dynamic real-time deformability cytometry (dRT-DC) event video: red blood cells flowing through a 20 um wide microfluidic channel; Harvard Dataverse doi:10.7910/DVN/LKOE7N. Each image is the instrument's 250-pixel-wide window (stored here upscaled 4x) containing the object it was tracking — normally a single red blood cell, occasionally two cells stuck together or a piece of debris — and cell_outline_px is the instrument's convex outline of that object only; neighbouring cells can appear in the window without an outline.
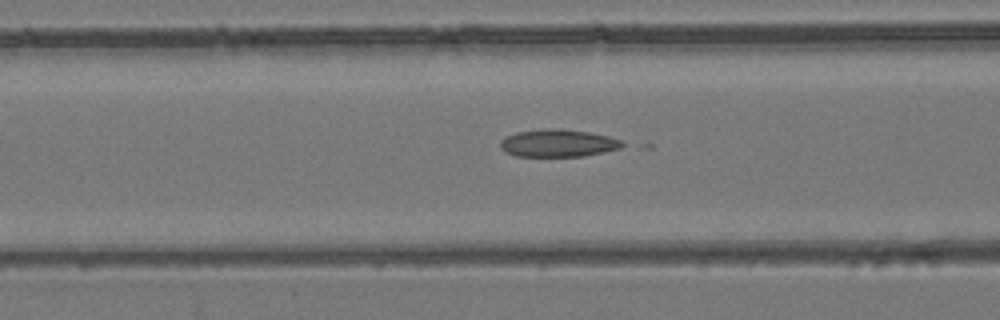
{"species": "common noctule bat (a hibernating species)", "species_latin": "Nyctalus noctula", "temperature_condition": "room temperature", "stored_images_in_passage": 56, "camera_frame_rate_fps": 3000, "um_per_image_px": 0.085, "animal": {"sex": "female", "body_mass_g": 24.6, "forearm_length_mm": 56.2}, "frame": {"image": 1, "passage_image": 23, "time_ms": 7.333, "image_size_px": [1000, 320], "cell_outline_px": [[628, 144], [620, 148], [604, 152], [584, 156], [516, 156], [504, 152], [500, 148], [500, 140], [516, 132], [540, 128], [560, 128], [588, 132], [608, 136], [620, 140]], "centroid_in_image_um": [47.43, 12.16], "position_along_channel_um": 119.2, "area_um2": 19.77}}
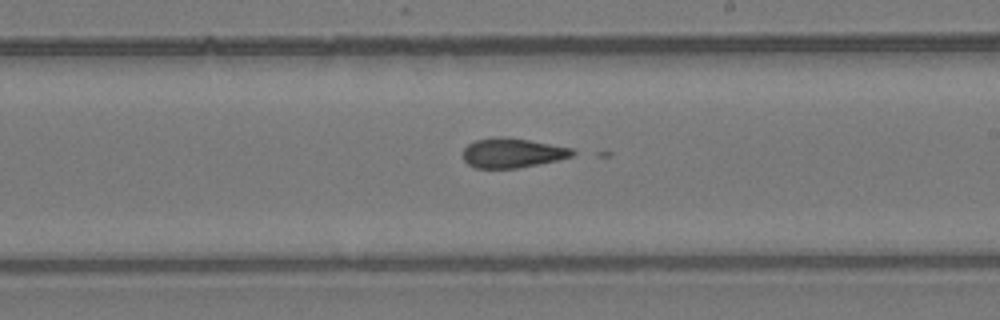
{"frame": {"image": 2, "passage_image": 33, "time_ms": 10.667, "image_size_px": [1000, 320], "cell_outline_px": [[580, 152], [572, 156], [556, 160], [516, 168], [476, 168], [468, 164], [464, 160], [464, 148], [468, 144], [476, 140], [496, 136], [500, 136], [528, 140], [572, 148]], "centroid_in_image_um": [43.56, 12.99], "position_along_channel_um": 245.4, "area_um2": 18.73}}
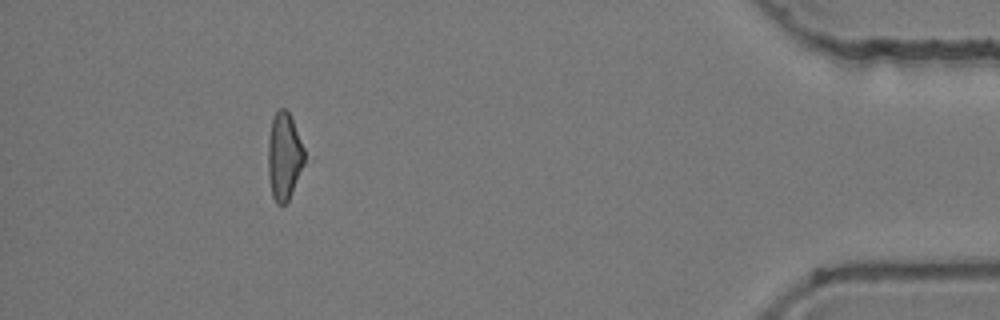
{"frame": {"image": 3, "passage_image": 51, "time_ms": 16.667, "image_size_px": [1000, 320], "cell_outline_px": [[304, 164], [288, 200], [284, 204], [276, 204], [272, 196], [268, 176], [268, 140], [272, 116], [280, 108], [284, 108], [288, 112], [292, 120], [304, 148]], "centroid_in_image_um": [24.13, 13.28], "position_along_channel_um": 411.1, "area_um2": 18.38}}